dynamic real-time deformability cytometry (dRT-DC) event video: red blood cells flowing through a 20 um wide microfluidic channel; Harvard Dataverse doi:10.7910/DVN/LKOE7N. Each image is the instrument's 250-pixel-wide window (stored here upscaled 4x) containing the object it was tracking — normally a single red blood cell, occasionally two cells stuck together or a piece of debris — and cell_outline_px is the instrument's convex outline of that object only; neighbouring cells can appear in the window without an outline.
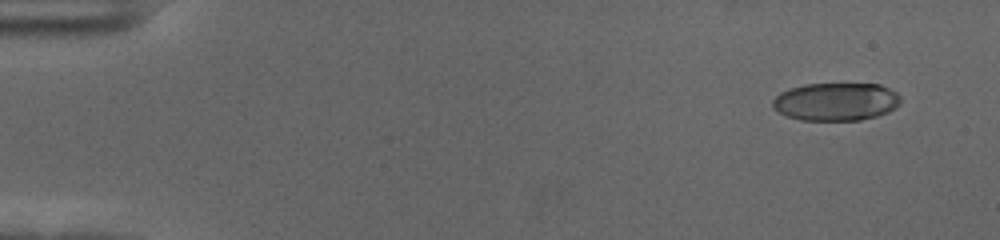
{"species": "human", "species_latin": "Homo sapiens", "temperature_condition": "cold", "stored_images_in_passage": 57, "camera_frame_rate_fps": 3000, "um_per_image_px": 0.085, "donor": {"sex": "female"}, "frame": {"image": 1, "passage_image": 4, "time_ms": 1.0, "image_size_px": [1000, 240], "cell_outline_px": [[900, 104], [896, 108], [888, 112], [876, 116], [860, 120], [800, 120], [784, 116], [772, 108], [772, 100], [780, 92], [788, 88], [804, 84], [880, 84], [896, 92], [900, 96]], "centroid_in_image_um": [71.03, 8.64], "position_along_channel_um": 14.0, "area_um2": 28.61}}
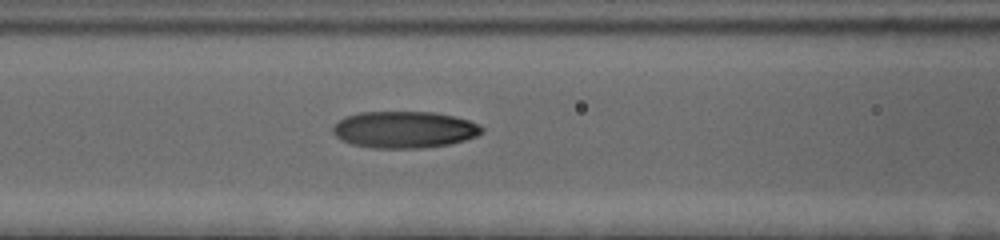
{"frame": {"image": 2, "passage_image": 25, "time_ms": 8.0, "image_size_px": [1000, 240], "cell_outline_px": [[484, 132], [476, 136], [464, 140], [448, 144], [424, 148], [372, 148], [352, 144], [340, 140], [332, 132], [332, 128], [340, 120], [348, 116], [360, 112], [432, 112], [452, 116], [468, 120], [480, 124], [484, 128]], "centroid_in_image_um": [34.38, 11.02], "position_along_channel_um": 132.2, "area_um2": 31.85}}
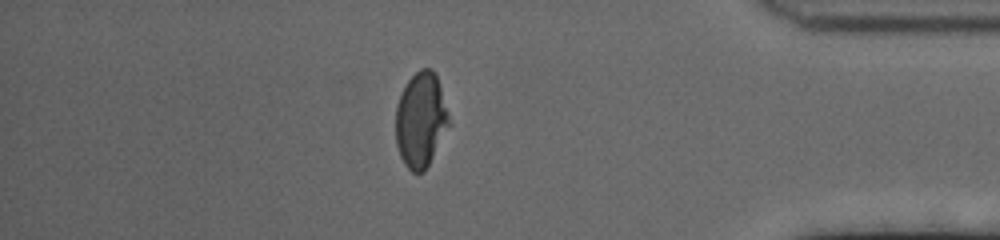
{"frame": {"image": 3, "passage_image": 50, "time_ms": 16.333, "image_size_px": [1000, 240], "cell_outline_px": [[452, 124], [424, 172], [412, 172], [404, 164], [400, 156], [396, 144], [396, 104], [408, 80], [420, 68], [432, 68], [436, 72]], "centroid_in_image_um": [35.79, 10.19], "position_along_channel_um": 399.4, "area_um2": 29.88}, "authors_computed_cell_mechanics": {"area_um2": 30.5762, "velocity_mm_per_s": 3.5649, "shape_relaxation_time_tau1_ms": 3.9619, "shape_relaxation_time_tau2_ms": 1.0486, "deformation_change_tau1": 0.1829, "deformation_change_tau2": 0.0624}}